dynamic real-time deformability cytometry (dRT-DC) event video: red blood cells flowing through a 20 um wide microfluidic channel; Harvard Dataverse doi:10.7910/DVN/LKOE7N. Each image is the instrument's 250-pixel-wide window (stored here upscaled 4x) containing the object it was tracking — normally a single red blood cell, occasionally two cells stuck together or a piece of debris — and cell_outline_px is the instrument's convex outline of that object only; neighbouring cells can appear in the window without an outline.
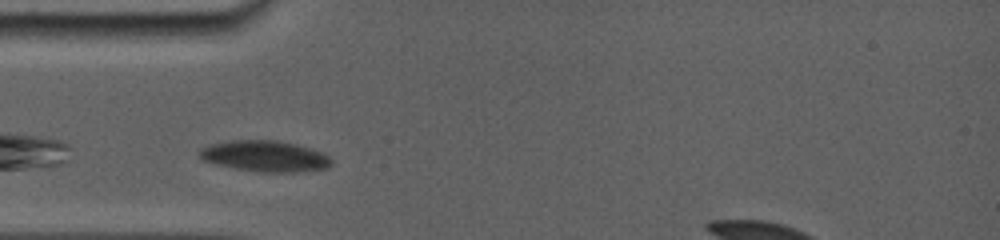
{"species": "common noctule bat (a hibernating species)", "species_latin": "Nyctalus noctula", "temperature_condition": "room temperature", "stored_images_in_passage": 16, "camera_frame_rate_fps": 5000, "um_per_image_px": 0.085, "animal": {"sex": "female", "body_mass_g": 19.0, "forearm_length_mm": 56.7}, "frame": {"image": 1, "passage_image": 1, "time_ms": 0.0, "image_size_px": [1000, 240], "cell_outline_px": [[332, 164], [328, 168], [292, 172], [260, 172], [232, 168], [216, 164], [204, 160], [200, 156], [200, 148], [212, 144], [232, 140], [276, 140], [296, 144], [312, 148], [328, 156], [332, 160]], "centroid_in_image_um": [22.54, 13.27], "position_along_channel_um": 62.5, "area_um2": 23.76}}
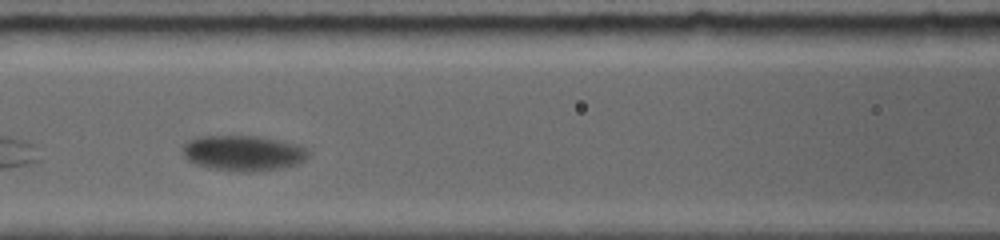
{"frame": {"image": 2, "passage_image": 8, "time_ms": 2.4, "image_size_px": [1000, 240], "cell_outline_px": [[308, 156], [304, 160], [296, 164], [256, 172], [240, 172], [216, 168], [196, 164], [188, 160], [184, 156], [184, 144], [188, 140], [196, 136], [256, 136], [296, 144], [308, 148]], "centroid_in_image_um": [20.67, 13.0], "position_along_channel_um": 145.9, "area_um2": 25.61}}
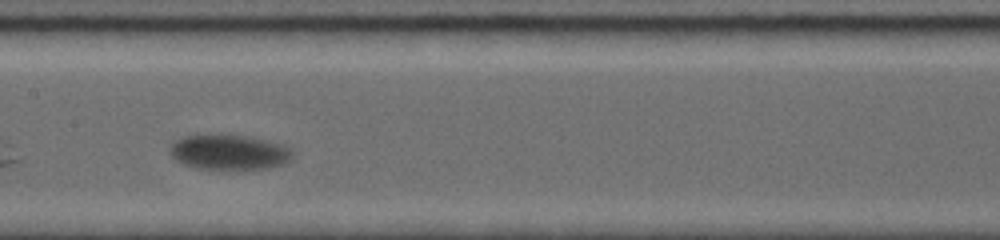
{"frame": {"image": 3, "passage_image": 12, "time_ms": 3.6, "image_size_px": [1000, 240], "cell_outline_px": [[292, 160], [284, 164], [268, 168], [220, 172], [196, 168], [184, 164], [176, 160], [168, 152], [168, 144], [180, 136], [212, 132], [244, 136], [284, 144], [292, 148]], "centroid_in_image_um": [19.41, 12.94], "position_along_channel_um": 188.0, "area_um2": 26.76}}